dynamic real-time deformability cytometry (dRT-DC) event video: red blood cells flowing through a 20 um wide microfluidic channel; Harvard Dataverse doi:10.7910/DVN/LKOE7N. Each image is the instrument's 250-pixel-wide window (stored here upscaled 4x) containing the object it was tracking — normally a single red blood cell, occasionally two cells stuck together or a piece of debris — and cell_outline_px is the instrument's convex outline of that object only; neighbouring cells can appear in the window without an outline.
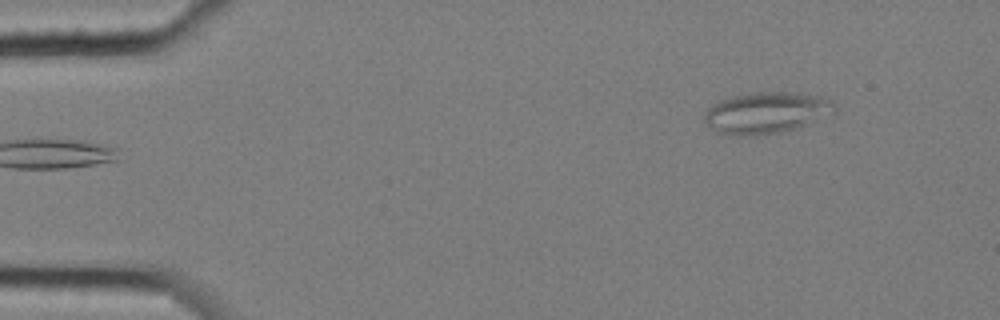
{"species": "common noctule bat (a hibernating species)", "species_latin": "Nyctalus noctula", "temperature_condition": "cold", "stored_images_in_passage": 2, "camera_frame_rate_fps": 3000, "um_per_image_px": 0.085, "animal": {"sex": "female", "body_mass_g": 25.1}, "frame": {"image": 1, "passage_image": 2, "time_ms": 0.333, "image_size_px": [1000, 320], "cell_outline_px": [[836, 112], [804, 124], [780, 132], [748, 136], [732, 136], [716, 132], [704, 120], [704, 112], [712, 104], [720, 100], [732, 96], [748, 92], [800, 92], [820, 96], [832, 100], [836, 104]], "centroid_in_image_um": [65.11, 9.56], "position_along_channel_um": 19.9, "area_um2": 31.5}}